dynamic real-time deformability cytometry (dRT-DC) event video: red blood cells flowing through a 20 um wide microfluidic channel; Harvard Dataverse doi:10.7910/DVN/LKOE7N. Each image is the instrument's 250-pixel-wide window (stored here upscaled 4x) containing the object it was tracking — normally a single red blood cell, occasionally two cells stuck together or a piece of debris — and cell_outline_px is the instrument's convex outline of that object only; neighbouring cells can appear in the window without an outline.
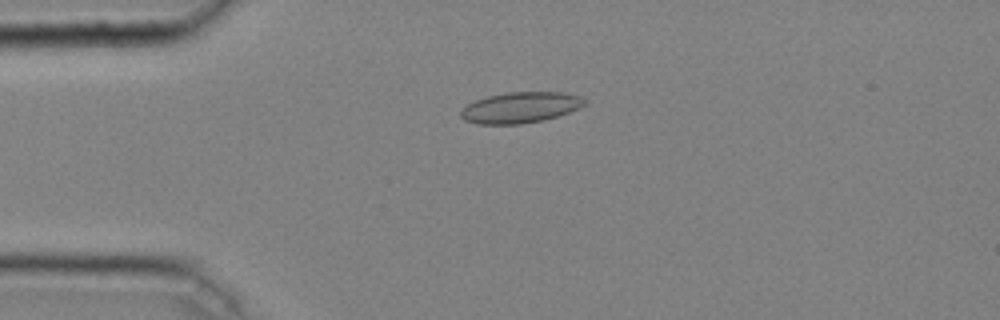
{"species": "common noctule bat (a hibernating species)", "species_latin": "Nyctalus noctula", "temperature_condition": "cold", "stored_images_in_passage": 44, "camera_frame_rate_fps": 3000, "um_per_image_px": 0.085, "animal": {"sex": "male", "body_mass_g": 20.4}, "frame": {"image": 1, "passage_image": 12, "time_ms": 3.667, "image_size_px": [1000, 320], "cell_outline_px": [[588, 104], [580, 108], [544, 120], [520, 124], [476, 124], [464, 120], [460, 116], [460, 112], [468, 104], [476, 100], [488, 96], [504, 92], [560, 92], [580, 96], [588, 100]], "centroid_in_image_um": [44.26, 9.14], "position_along_channel_um": 40.7, "area_um2": 22.37}}
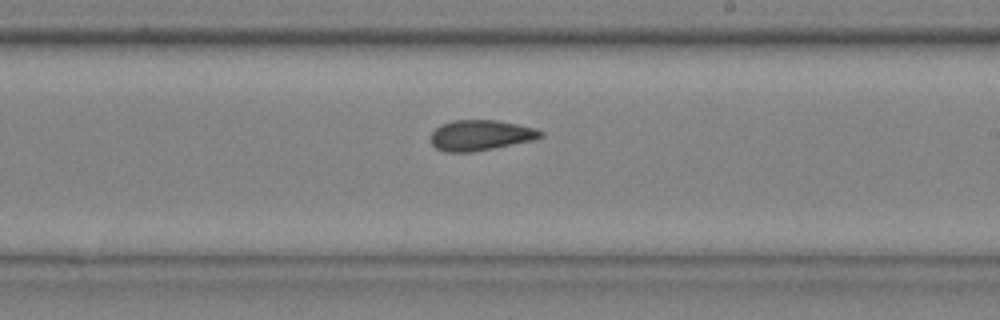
{"frame": {"image": 2, "passage_image": 29, "time_ms": 9.333, "image_size_px": [1000, 320], "cell_outline_px": [[544, 136], [536, 140], [472, 152], [444, 152], [436, 148], [432, 144], [432, 132], [440, 124], [452, 120], [496, 120], [536, 128], [544, 132]], "centroid_in_image_um": [40.88, 11.5], "position_along_channel_um": 248.1, "area_um2": 19.65}}
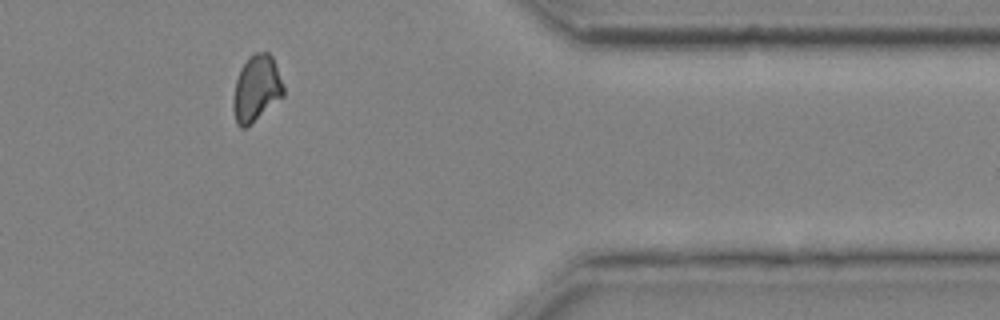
{"frame": {"image": 3, "passage_image": 41, "time_ms": 13.333, "image_size_px": [1000, 320], "cell_outline_px": [[284, 96], [244, 128], [240, 128], [236, 124], [232, 108], [232, 100], [236, 80], [248, 56], [252, 52], [268, 52], [272, 56], [284, 88]], "centroid_in_image_um": [21.77, 7.52], "position_along_channel_um": 389.6, "area_um2": 19.19}, "authors_computed_cell_mechanics": {"area_um2": 19.9699, "velocity_mm_per_s": 4.0623, "shape_relaxation_time_tau1_ms": null, "shape_relaxation_time_tau2_ms": 2.6995, "deformation_change_tau1": null, "deformation_change_tau2": 0.0933}}